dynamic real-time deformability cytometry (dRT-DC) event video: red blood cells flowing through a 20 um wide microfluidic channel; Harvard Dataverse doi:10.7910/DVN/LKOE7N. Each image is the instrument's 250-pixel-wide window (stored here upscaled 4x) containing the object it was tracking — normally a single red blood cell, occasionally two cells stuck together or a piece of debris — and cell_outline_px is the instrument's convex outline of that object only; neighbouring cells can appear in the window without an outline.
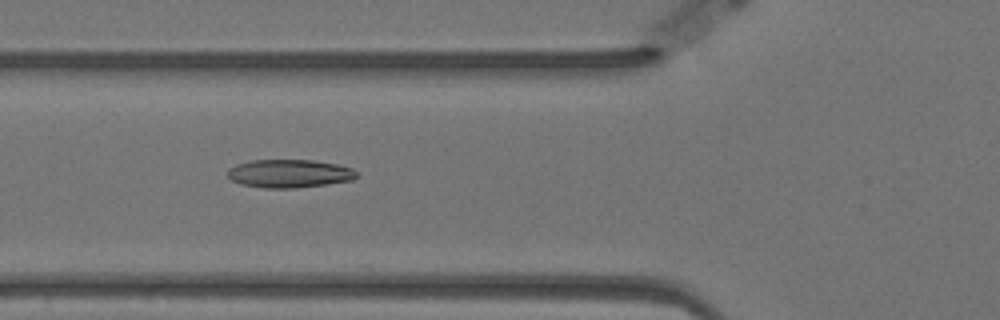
{"species": "Egyptian fruit bat (a non-hibernating species)", "species_latin": "Rousettus aegyptiacus", "temperature_condition": "warm", "stored_images_in_passage": 58, "camera_frame_rate_fps": 3000, "um_per_image_px": 0.085, "animal": {"sex": "female"}, "frame": {"image": 1, "passage_image": 21, "time_ms": 6.667, "image_size_px": [1000, 320], "cell_outline_px": [[360, 176], [352, 180], [328, 184], [296, 188], [264, 188], [240, 184], [232, 180], [228, 176], [228, 168], [236, 164], [252, 160], [312, 160], [340, 164], [352, 168]], "centroid_in_image_um": [24.62, 14.75], "position_along_channel_um": 101.2, "area_um2": 21.44}}
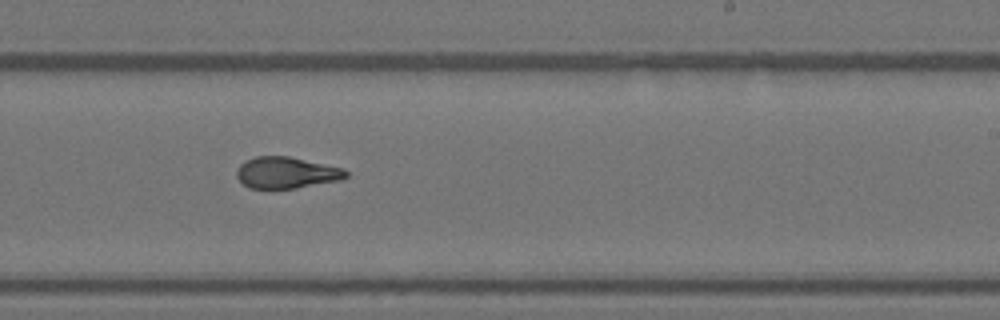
{"frame": {"image": 2, "passage_image": 35, "time_ms": 11.333, "image_size_px": [1000, 320], "cell_outline_px": [[348, 176], [340, 180], [296, 188], [248, 188], [236, 176], [236, 172], [240, 164], [244, 160], [256, 156], [288, 156], [344, 168], [348, 172]], "centroid_in_image_um": [24.34, 14.67], "position_along_channel_um": 264.7, "area_um2": 20.0}}
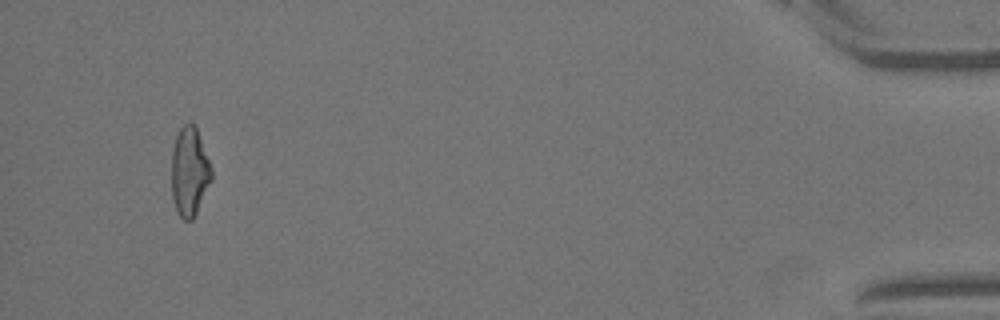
{"frame": {"image": 3, "passage_image": 55, "time_ms": 18.0, "image_size_px": [1000, 320], "cell_outline_px": [[212, 180], [192, 220], [184, 220], [180, 216], [176, 208], [172, 196], [172, 152], [176, 136], [180, 128], [184, 124], [192, 124], [196, 128], [212, 168]], "centroid_in_image_um": [16.11, 14.6], "position_along_channel_um": 419.1, "area_um2": 20.35}, "authors_computed_cell_mechanics": {"area_um2": 20.8947, "velocity_mm_per_s": 3.5022, "shape_relaxation_time_tau1_ms": 11.0034, "shape_relaxation_time_tau2_ms": 2.3923, "deformation_change_tau1": 0.2411, "deformation_change_tau2": 0.0988}}